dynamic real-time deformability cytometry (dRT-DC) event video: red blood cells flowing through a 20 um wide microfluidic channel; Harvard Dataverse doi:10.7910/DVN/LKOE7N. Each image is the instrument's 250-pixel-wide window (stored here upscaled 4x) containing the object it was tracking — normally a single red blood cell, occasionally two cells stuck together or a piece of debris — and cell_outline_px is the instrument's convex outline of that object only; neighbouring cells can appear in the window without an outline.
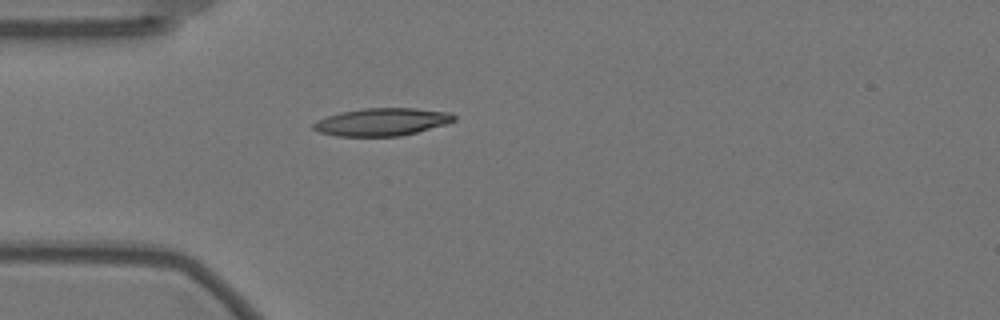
{"species": "Egyptian fruit bat (a non-hibernating species)", "species_latin": "Rousettus aegyptiacus", "temperature_condition": "warm", "stored_images_in_passage": 42, "camera_frame_rate_fps": 3000, "um_per_image_px": 0.085, "animal": {"sex": "female"}, "frame": {"image": 1, "passage_image": 1, "time_ms": 0.0, "image_size_px": [1000, 320], "cell_outline_px": [[456, 120], [444, 124], [416, 132], [400, 136], [336, 136], [320, 132], [312, 128], [312, 124], [316, 120], [340, 112], [364, 108], [416, 108], [452, 112], [456, 116]], "centroid_in_image_um": [32.46, 10.35], "position_along_channel_um": 52.5, "area_um2": 22.66}}
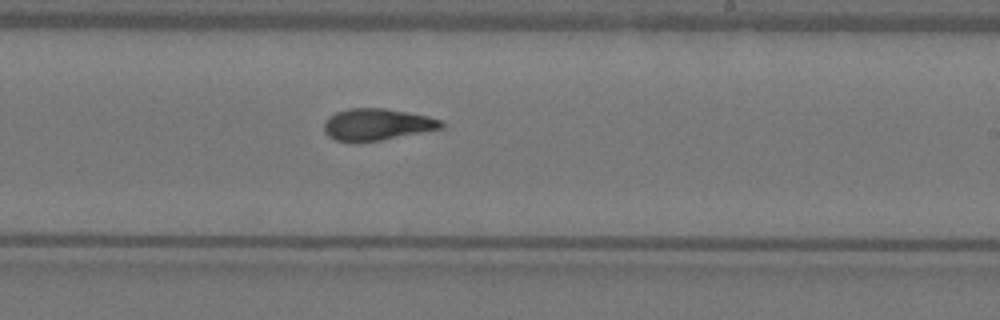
{"frame": {"image": 2, "passage_image": 19, "time_ms": 6.0, "image_size_px": [1000, 320], "cell_outline_px": [[444, 128], [380, 140], [336, 140], [328, 136], [324, 132], [324, 120], [328, 116], [336, 112], [348, 108], [384, 108], [408, 112], [428, 116], [440, 120], [444, 124]], "centroid_in_image_um": [32.04, 10.55], "position_along_channel_um": 257.0, "area_um2": 21.39}}
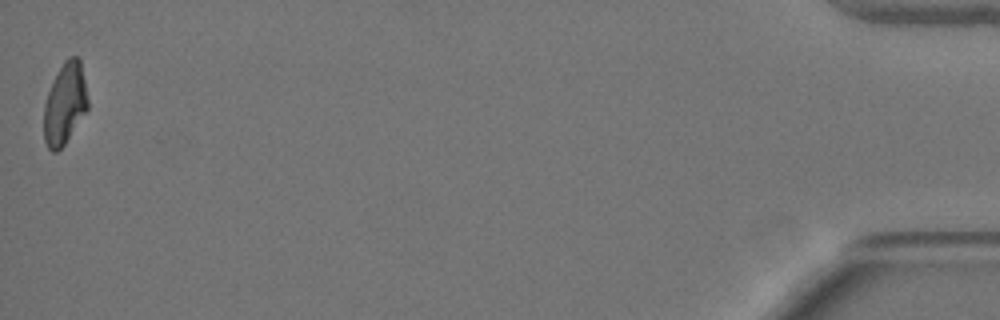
{"frame": {"image": 3, "passage_image": 42, "time_ms": 13.667, "image_size_px": [1000, 320], "cell_outline_px": [[88, 108], [64, 144], [56, 152], [52, 152], [48, 148], [44, 140], [44, 104], [52, 80], [64, 60], [68, 56], [80, 56], [88, 100]], "centroid_in_image_um": [5.51, 8.77], "position_along_channel_um": 429.7, "area_um2": 20.87}, "authors_computed_cell_mechanics": {"area_um2": 21.6461, "velocity_mm_per_s": 3.5278, "shape_relaxation_time_tau1_ms": null, "shape_relaxation_time_tau2_ms": 1.5971, "deformation_change_tau1": null, "deformation_change_tau2": 0.0896}}